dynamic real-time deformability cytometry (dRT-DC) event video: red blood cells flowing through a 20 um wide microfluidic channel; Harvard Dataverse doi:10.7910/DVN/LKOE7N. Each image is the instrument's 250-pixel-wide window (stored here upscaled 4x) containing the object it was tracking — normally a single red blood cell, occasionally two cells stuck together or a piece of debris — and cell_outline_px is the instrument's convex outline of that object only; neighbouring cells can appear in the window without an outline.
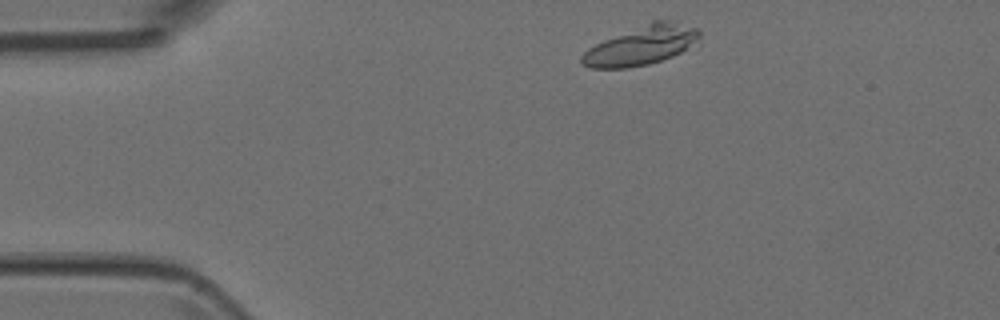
{"species": "Egyptian fruit bat (a non-hibernating species)", "species_latin": "Rousettus aegyptiacus", "temperature_condition": "room temperature", "stored_images_in_passage": 4, "camera_frame_rate_fps": 3000, "um_per_image_px": 0.085, "animal": {"sex": "female"}, "frame": {"image": 1, "passage_image": 1, "time_ms": 0.0, "image_size_px": [1000, 320], "cell_outline_px": [[700, 48], [648, 64], [624, 68], [592, 68], [580, 64], [580, 56], [588, 48], [604, 40], [652, 20], [676, 20], [696, 28], [700, 32]], "centroid_in_image_um": [54.65, 3.85], "position_along_channel_um": 30.3, "area_um2": 27.63}}